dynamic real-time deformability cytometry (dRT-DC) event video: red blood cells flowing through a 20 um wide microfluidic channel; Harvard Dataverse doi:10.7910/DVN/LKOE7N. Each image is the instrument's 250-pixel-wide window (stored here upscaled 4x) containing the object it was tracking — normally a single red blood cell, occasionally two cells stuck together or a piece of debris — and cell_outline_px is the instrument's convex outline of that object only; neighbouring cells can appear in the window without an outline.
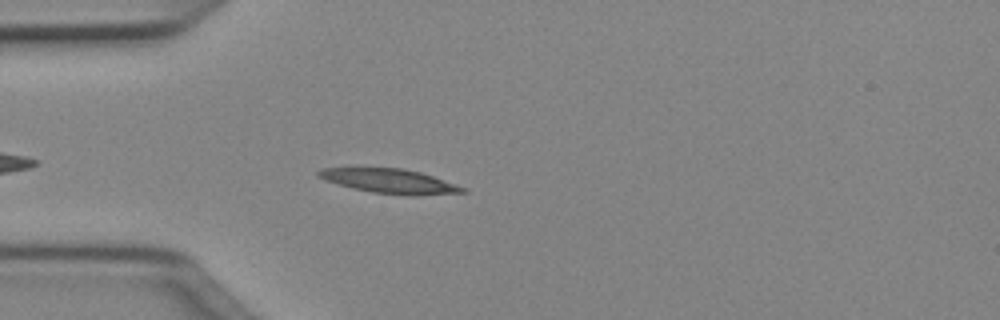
{"species": "Egyptian fruit bat (a non-hibernating species)", "species_latin": "Rousettus aegyptiacus", "temperature_condition": "cold", "stored_images_in_passage": 37, "camera_frame_rate_fps": 3000, "um_per_image_px": 0.085, "animal": {"sex": "female"}, "frame": {"image": 1, "passage_image": 5, "time_ms": 1.333, "image_size_px": [1000, 320], "cell_outline_px": [[468, 192], [416, 196], [412, 196], [372, 192], [352, 188], [324, 180], [316, 176], [316, 172], [320, 168], [400, 168], [420, 172], [468, 188]], "centroid_in_image_um": [33.14, 15.4], "position_along_channel_um": 51.9, "area_um2": 20.58}}
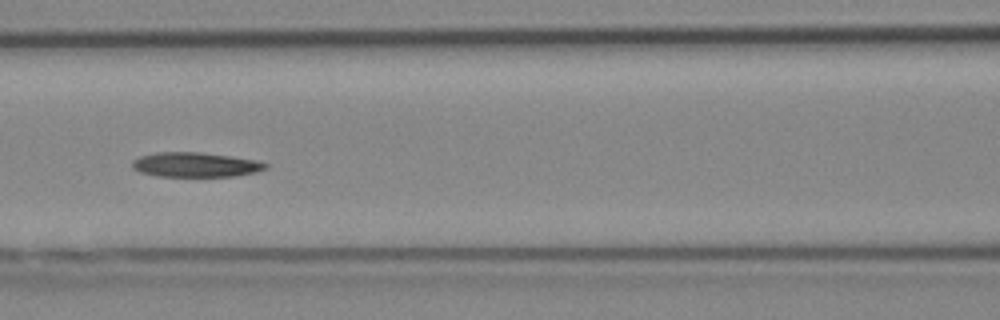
{"frame": {"image": 2, "passage_image": 13, "time_ms": 4.0, "image_size_px": [1000, 320], "cell_outline_px": [[268, 168], [256, 172], [236, 176], [156, 176], [140, 172], [132, 168], [132, 160], [140, 156], [156, 152], [200, 152], [256, 160], [268, 164]], "centroid_in_image_um": [16.59, 14.0], "position_along_channel_um": 150.0, "area_um2": 19.13}}
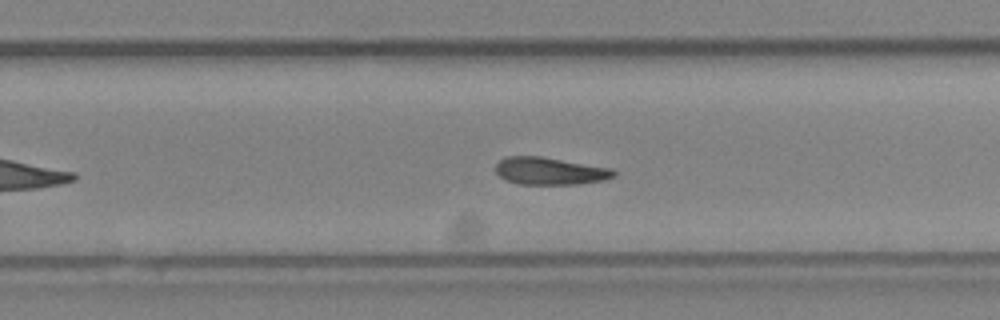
{"frame": {"image": 3, "passage_image": 23, "time_ms": 7.333, "image_size_px": [1000, 320], "cell_outline_px": [[616, 176], [604, 180], [576, 184], [516, 184], [504, 180], [496, 172], [496, 164], [504, 156], [540, 156], [612, 168], [616, 172]], "centroid_in_image_um": [46.72, 14.54], "position_along_channel_um": 283.1, "area_um2": 18.96}, "authors_computed_cell_mechanics": {"area_um2": 19.7676, "velocity_mm_per_s": 4.0122, "shape_relaxation_time_tau1_ms": 7.6733, "shape_relaxation_time_tau2_ms": null, "deformation_change_tau1": 0.1942, "deformation_change_tau2": null}}